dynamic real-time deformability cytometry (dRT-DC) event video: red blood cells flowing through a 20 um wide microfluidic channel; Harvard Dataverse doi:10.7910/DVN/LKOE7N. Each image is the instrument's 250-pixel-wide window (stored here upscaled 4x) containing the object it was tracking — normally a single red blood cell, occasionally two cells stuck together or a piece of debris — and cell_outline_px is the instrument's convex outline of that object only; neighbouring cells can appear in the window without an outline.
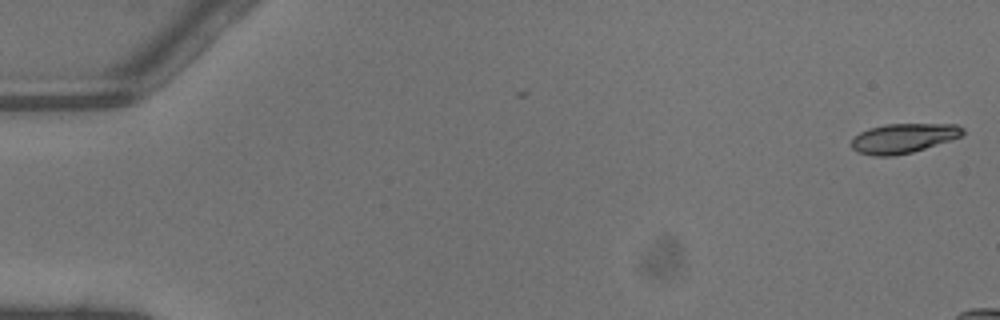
{"species": "common noctule bat (a hibernating species)", "species_latin": "Nyctalus noctula", "temperature_condition": "warm", "stored_images_in_passage": 2, "camera_frame_rate_fps": 3000, "um_per_image_px": 0.085, "animal": {"sex": "male", "body_mass_g": 13.3}, "frame": {"image": 1, "passage_image": 2, "time_ms": 0.333, "image_size_px": [1000, 320], "cell_outline_px": [[964, 132], [960, 136], [912, 152], [892, 156], [872, 156], [860, 152], [852, 148], [852, 140], [860, 132], [868, 128], [888, 124], [956, 124], [964, 128]], "centroid_in_image_um": [76.77, 11.74], "position_along_channel_um": 8.2, "area_um2": 18.84}}